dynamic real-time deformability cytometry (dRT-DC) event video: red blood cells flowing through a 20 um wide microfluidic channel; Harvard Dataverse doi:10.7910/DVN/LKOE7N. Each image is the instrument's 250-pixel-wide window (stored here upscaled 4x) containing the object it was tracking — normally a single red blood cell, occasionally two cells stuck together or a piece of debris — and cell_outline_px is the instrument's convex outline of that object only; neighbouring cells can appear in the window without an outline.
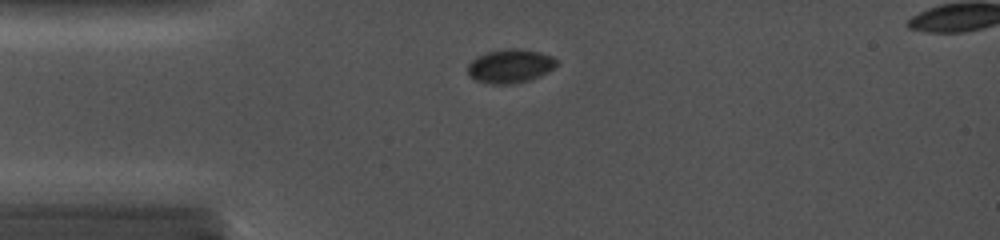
{"species": "common noctule bat (a hibernating species)", "species_latin": "Nyctalus noctula", "temperature_condition": "cold", "stored_images_in_passage": 3, "camera_frame_rate_fps": 5000, "um_per_image_px": 0.085, "animal": {"sex": "female", "body_mass_g": 19.0, "forearm_length_mm": 56.7}, "frame": {"image": 1, "passage_image": 2, "time_ms": 0.2, "image_size_px": [1000, 240], "cell_outline_px": [[560, 60], [552, 68], [536, 76], [524, 80], [480, 80], [472, 76], [468, 72], [468, 64], [476, 56], [488, 52], [504, 48], [520, 48], [540, 52], [552, 56]], "centroid_in_image_um": [43.4, 5.49], "position_along_channel_um": 41.6, "area_um2": 16.13}}